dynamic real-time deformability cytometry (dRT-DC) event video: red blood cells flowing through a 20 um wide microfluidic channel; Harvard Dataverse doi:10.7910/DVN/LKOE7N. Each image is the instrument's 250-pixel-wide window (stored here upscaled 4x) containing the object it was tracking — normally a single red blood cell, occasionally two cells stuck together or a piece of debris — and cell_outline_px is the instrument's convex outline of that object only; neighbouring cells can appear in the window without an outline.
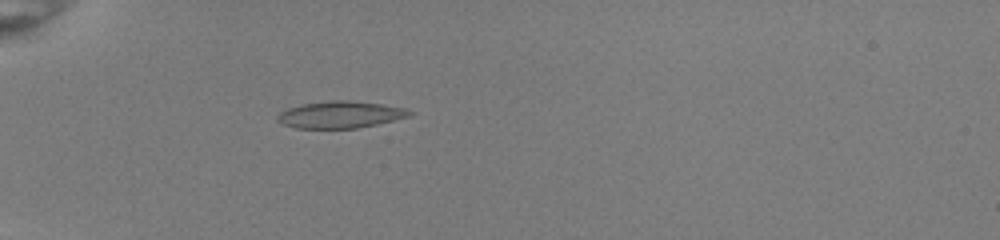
{"species": "common noctule bat (a hibernating species)", "species_latin": "Nyctalus noctula", "temperature_condition": "room temperature", "stored_images_in_passage": 36, "camera_frame_rate_fps": 3000, "um_per_image_px": 0.085, "animal": {"sex": "female", "body_mass_g": 22.0, "forearm_length_mm": 56.7}, "frame": {"image": 1, "passage_image": 1, "time_ms": 0.0, "image_size_px": [1000, 240], "cell_outline_px": [[412, 112], [408, 116], [376, 124], [356, 128], [296, 128], [284, 124], [276, 120], [276, 116], [280, 112], [288, 108], [304, 104], [332, 100], [348, 100], [380, 104], [404, 108]], "centroid_in_image_um": [28.87, 9.74], "position_along_channel_um": 56.1, "area_um2": 20.29}}
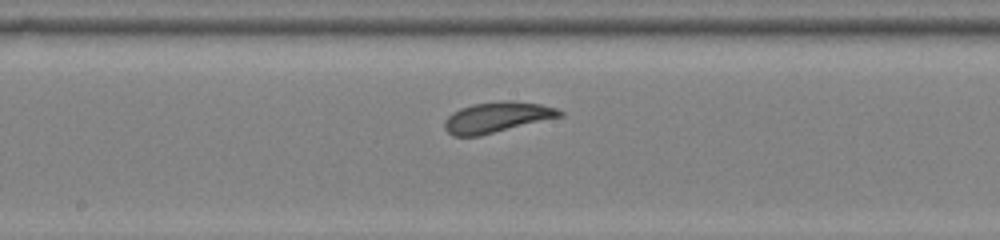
{"frame": {"image": 2, "passage_image": 14, "time_ms": 4.333, "image_size_px": [1000, 240], "cell_outline_px": [[564, 116], [480, 136], [452, 136], [444, 128], [444, 120], [452, 112], [460, 108], [472, 104], [504, 100], [512, 100], [540, 104], [556, 108], [564, 112]], "centroid_in_image_um": [42.24, 9.97], "position_along_channel_um": 206.0, "area_um2": 20.75}}
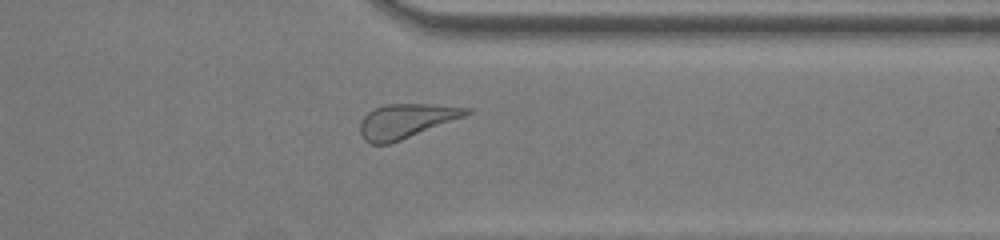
{"frame": {"image": 3, "passage_image": 27, "time_ms": 8.667, "image_size_px": [1000, 240], "cell_outline_px": [[472, 112], [464, 116], [400, 140], [388, 144], [372, 144], [364, 140], [360, 132], [360, 120], [372, 108], [384, 104], [432, 104], [472, 108]], "centroid_in_image_um": [34.48, 10.26], "position_along_channel_um": 376.9, "area_um2": 21.1}, "authors_computed_cell_mechanics": {"area_um2": 20.3167, "velocity_mm_per_s": 3.9235, "shape_relaxation_time_tau1_ms": 2.3836, "shape_relaxation_time_tau2_ms": 5.5913, "deformation_change_tau1": 0.1008, "deformation_change_tau2": 0.1612}}